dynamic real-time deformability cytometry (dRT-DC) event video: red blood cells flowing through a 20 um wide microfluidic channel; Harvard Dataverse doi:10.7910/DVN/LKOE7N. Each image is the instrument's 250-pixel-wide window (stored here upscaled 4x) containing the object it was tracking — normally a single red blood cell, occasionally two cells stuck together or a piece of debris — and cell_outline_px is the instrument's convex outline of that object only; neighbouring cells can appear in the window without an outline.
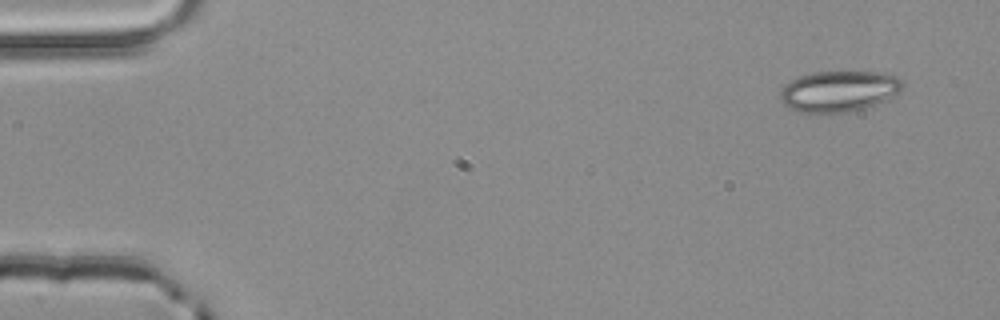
{"species": "common noctule bat (a hibernating species)", "species_latin": "Nyctalus noctula", "temperature_condition": "room temperature", "stored_images_in_passage": 4, "camera_frame_rate_fps": 3000, "um_per_image_px": 0.085, "animal": {"sex": "male", "body_mass_g": 20.4}, "frame": {"image": 1, "passage_image": 1, "time_ms": 0.0, "image_size_px": [1000, 320], "cell_outline_px": [[904, 88], [900, 92], [888, 100], [868, 108], [852, 112], [820, 116], [800, 112], [788, 108], [780, 100], [780, 92], [792, 80], [800, 76], [816, 72], [876, 72], [900, 76], [904, 80]], "centroid_in_image_um": [71.37, 7.81], "position_along_channel_um": 13.6, "area_um2": 30.23}}
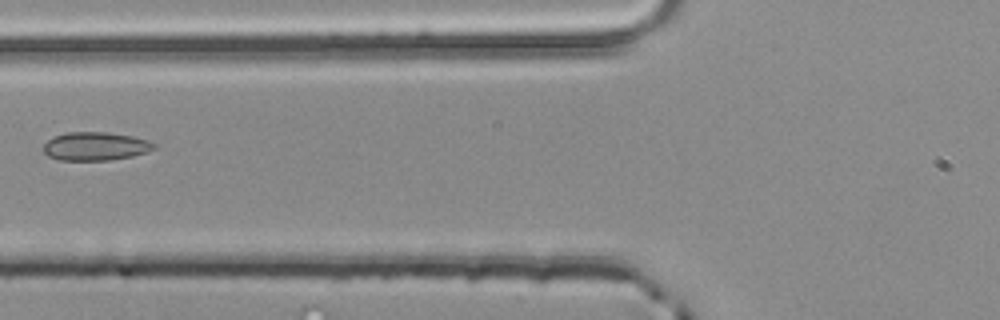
{"frame": {"image": 2, "passage_image": 4, "time_ms": 1.0, "image_size_px": [1000, 320], "cell_outline_px": [[156, 148], [148, 152], [132, 156], [112, 160], [60, 160], [48, 156], [44, 152], [44, 144], [52, 136], [68, 132], [108, 132], [132, 136], [148, 140], [156, 144]], "centroid_in_image_um": [8.13, 12.43], "position_along_channel_um": 117.7, "area_um2": 18.44}}